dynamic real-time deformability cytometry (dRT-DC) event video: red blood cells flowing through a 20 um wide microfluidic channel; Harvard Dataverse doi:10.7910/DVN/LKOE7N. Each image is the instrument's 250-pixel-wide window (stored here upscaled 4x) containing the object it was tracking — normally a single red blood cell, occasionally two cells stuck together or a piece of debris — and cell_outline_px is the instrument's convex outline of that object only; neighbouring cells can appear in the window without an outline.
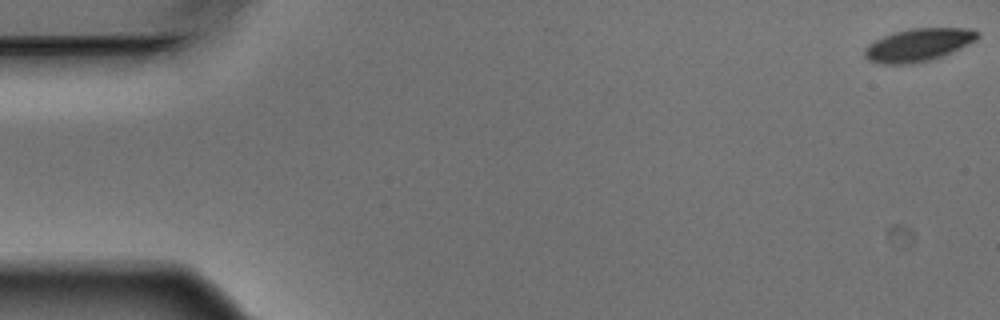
{"species": "Egyptian fruit bat (a non-hibernating species)", "species_latin": "Rousettus aegyptiacus", "temperature_condition": "warm", "stored_images_in_passage": 7, "camera_frame_rate_fps": 3000, "um_per_image_px": 0.085, "animal": {"sex": "male"}, "frame": {"image": 1, "passage_image": 1, "time_ms": 0.0, "image_size_px": [1000, 320], "cell_outline_px": [[980, 36], [976, 40], [960, 48], [940, 56], [928, 60], [912, 64], [880, 64], [868, 60], [864, 56], [864, 48], [868, 44], [892, 32], [912, 28], [968, 28], [980, 32]], "centroid_in_image_um": [78.04, 3.81], "position_along_channel_um": 7.0, "area_um2": 21.56}}
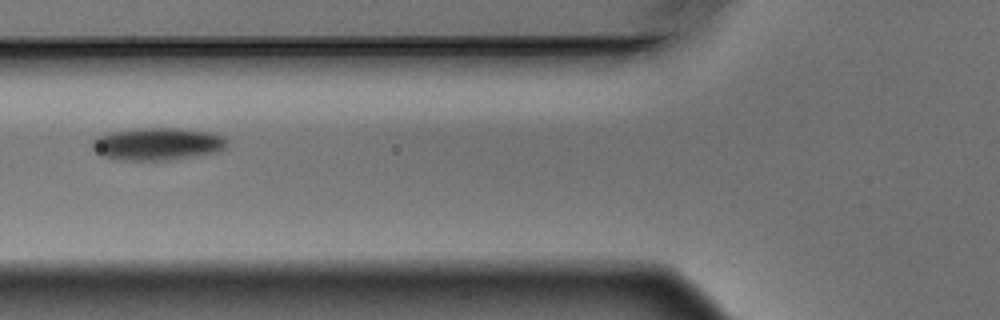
{"frame": {"image": 2, "passage_image": 5, "time_ms": 1.333, "image_size_px": [1000, 320], "cell_outline_px": [[228, 144], [220, 152], [172, 160], [120, 160], [104, 156], [96, 152], [92, 148], [92, 144], [96, 136], [108, 132], [136, 128], [176, 128], [208, 132], [224, 136]], "centroid_in_image_um": [13.39, 12.24], "position_along_channel_um": 112.4, "area_um2": 25.72}}
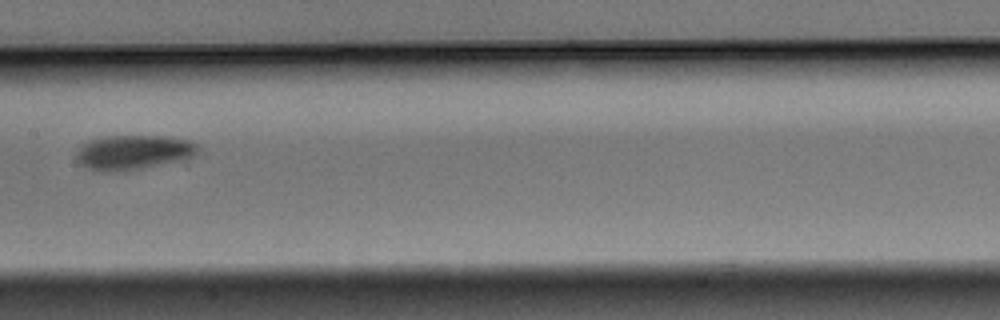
{"frame": {"image": 3, "passage_image": 7, "time_ms": 2.0, "image_size_px": [1000, 320], "cell_outline_px": [[200, 148], [192, 156], [176, 160], [140, 168], [116, 172], [104, 172], [92, 168], [84, 164], [76, 156], [80, 148], [84, 144], [92, 140], [104, 136], [172, 136], [188, 140], [200, 144]], "centroid_in_image_um": [11.39, 12.91], "position_along_channel_um": 196.0, "area_um2": 23.81}}